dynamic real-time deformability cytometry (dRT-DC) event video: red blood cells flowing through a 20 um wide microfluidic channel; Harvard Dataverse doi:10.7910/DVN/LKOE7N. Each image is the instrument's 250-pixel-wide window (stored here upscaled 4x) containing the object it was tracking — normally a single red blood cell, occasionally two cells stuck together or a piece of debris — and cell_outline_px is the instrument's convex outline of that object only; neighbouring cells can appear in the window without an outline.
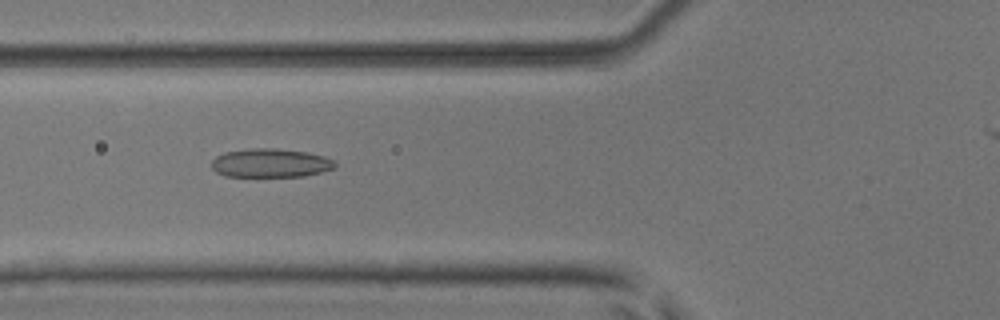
{"species": "common noctule bat (a hibernating species)", "species_latin": "Nyctalus noctula", "temperature_condition": "room temperature", "stored_images_in_passage": 44, "camera_frame_rate_fps": 3000, "um_per_image_px": 0.085, "animal": {"sex": "male", "body_mass_g": 17.9, "forearm_length_mm": 54.2}, "frame": {"image": 1, "passage_image": 17, "time_ms": 5.333, "image_size_px": [1000, 320], "cell_outline_px": [[336, 168], [304, 176], [224, 176], [216, 172], [212, 168], [212, 160], [216, 156], [224, 152], [248, 148], [276, 148], [308, 152], [324, 156], [336, 160]], "centroid_in_image_um": [23.01, 13.84], "position_along_channel_um": 102.8, "area_um2": 20.87}}
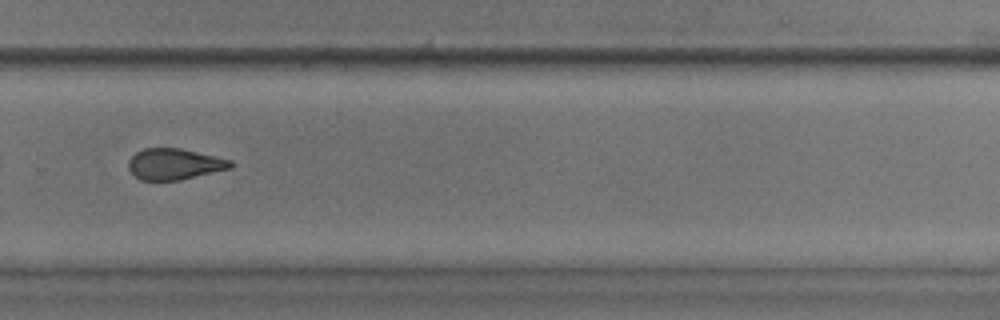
{"frame": {"image": 2, "passage_image": 33, "time_ms": 10.667, "image_size_px": [1000, 320], "cell_outline_px": [[236, 164], [232, 168], [180, 180], [140, 180], [128, 168], [128, 160], [136, 152], [144, 148], [180, 148], [232, 160]], "centroid_in_image_um": [14.85, 13.94], "position_along_channel_um": 314.9, "area_um2": 18.55}}
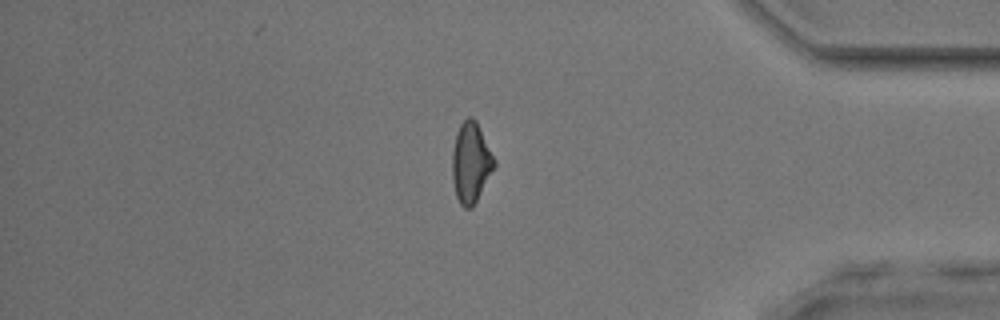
{"frame": {"image": 3, "passage_image": 41, "time_ms": 13.333, "image_size_px": [1000, 320], "cell_outline_px": [[496, 164], [472, 208], [464, 208], [460, 204], [456, 196], [452, 180], [452, 152], [456, 132], [460, 124], [468, 116], [472, 116], [476, 120], [496, 160]], "centroid_in_image_um": [40.01, 13.8], "position_along_channel_um": 395.2, "area_um2": 19.71}}